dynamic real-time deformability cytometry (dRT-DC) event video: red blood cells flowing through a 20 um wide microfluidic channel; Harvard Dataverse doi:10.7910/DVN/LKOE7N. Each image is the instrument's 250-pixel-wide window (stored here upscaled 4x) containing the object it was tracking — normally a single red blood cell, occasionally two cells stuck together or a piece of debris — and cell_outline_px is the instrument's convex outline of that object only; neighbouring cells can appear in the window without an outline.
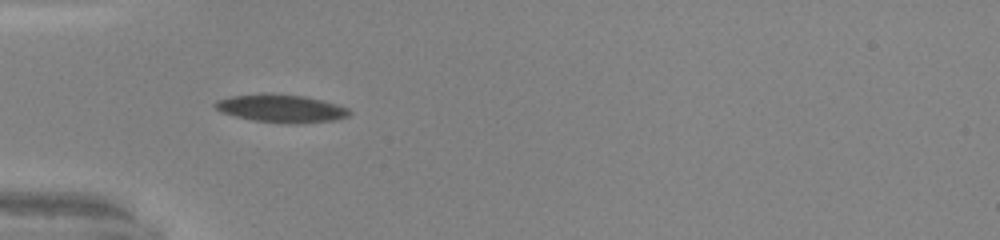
{"species": "common noctule bat (a hibernating species)", "species_latin": "Nyctalus noctula", "temperature_condition": "warm", "stored_images_in_passage": 36, "camera_frame_rate_fps": 3000, "um_per_image_px": 0.085, "animal": {"sex": "male", "body_mass_g": 20.0, "forearm_length_mm": 53.3}, "frame": {"image": 1, "passage_image": 1, "time_ms": 0.0, "image_size_px": [1000, 240], "cell_outline_px": [[352, 112], [348, 116], [336, 120], [296, 124], [288, 124], [256, 120], [236, 116], [224, 112], [216, 108], [212, 104], [216, 100], [232, 96], [260, 92], [272, 92], [304, 96], [324, 100], [348, 108]], "centroid_in_image_um": [23.92, 9.19], "position_along_channel_um": 61.1, "area_um2": 22.14}}
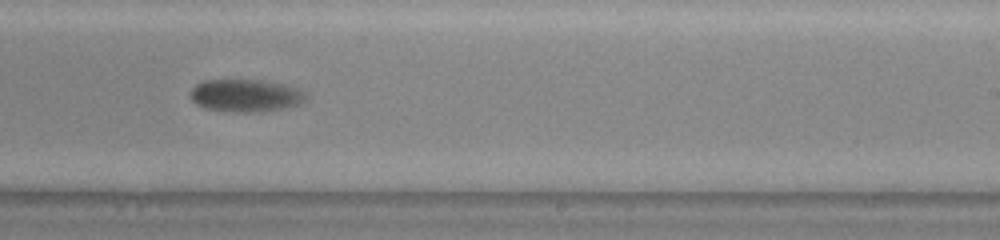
{"frame": {"image": 2, "passage_image": 17, "time_ms": 5.333, "image_size_px": [1000, 240], "cell_outline_px": [[308, 100], [284, 108], [256, 112], [240, 112], [204, 108], [196, 104], [188, 96], [192, 88], [196, 84], [204, 80], [260, 80], [284, 84], [300, 88], [304, 92]], "centroid_in_image_um": [20.86, 8.11], "position_along_channel_um": 268.1, "area_um2": 21.96}}
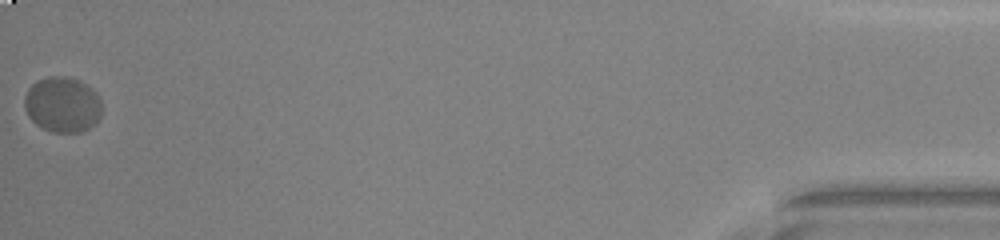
{"frame": {"image": 3, "passage_image": 36, "time_ms": 11.667, "image_size_px": [1000, 240], "cell_outline_px": [[100, 120], [96, 124], [80, 132], [52, 132], [36, 124], [28, 116], [24, 108], [24, 96], [28, 88], [36, 80], [48, 76], [64, 76], [80, 80], [92, 88], [96, 92], [100, 100]], "centroid_in_image_um": [5.3, 8.88], "position_along_channel_um": 429.9, "area_um2": 25.26}, "authors_computed_cell_mechanics": {"area_um2": 22.6576, "velocity_mm_per_s": 3.9878, "shape_relaxation_time_tau1_ms": 2.7245, "shape_relaxation_time_tau2_ms": null, "deformation_change_tau1": 0.1251, "deformation_change_tau2": null}}